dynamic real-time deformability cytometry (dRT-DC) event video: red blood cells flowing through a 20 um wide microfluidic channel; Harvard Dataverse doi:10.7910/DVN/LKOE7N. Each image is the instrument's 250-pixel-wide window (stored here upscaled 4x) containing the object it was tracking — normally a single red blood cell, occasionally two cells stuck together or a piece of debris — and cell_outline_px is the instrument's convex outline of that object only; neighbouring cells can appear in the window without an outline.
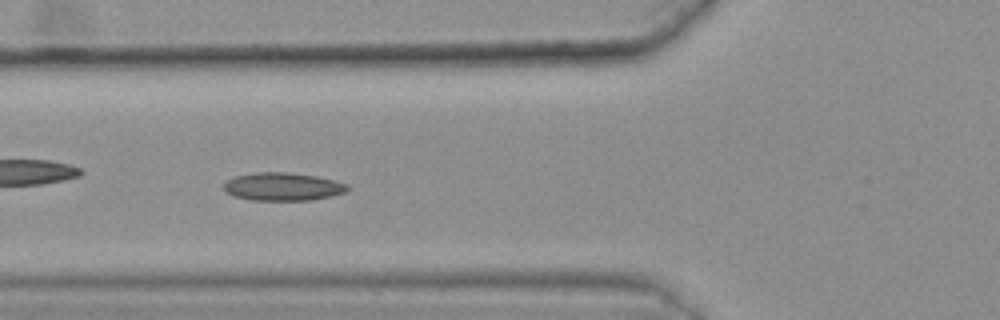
{"species": "common noctule bat (a hibernating species)", "species_latin": "Nyctalus noctula", "temperature_condition": "warm", "stored_images_in_passage": 46, "camera_frame_rate_fps": 3000, "um_per_image_px": 0.085, "animal": {"sex": "female", "body_mass_g": 25.1}, "frame": {"image": 1, "passage_image": 20, "time_ms": 6.333, "image_size_px": [1000, 320], "cell_outline_px": [[348, 188], [344, 192], [332, 196], [312, 200], [252, 200], [236, 196], [228, 192], [224, 188], [224, 184], [228, 180], [236, 176], [256, 172], [284, 172], [316, 176], [348, 184]], "centroid_in_image_um": [24.05, 15.86], "position_along_channel_um": 101.7, "area_um2": 19.88}, "authors_computed_cell_mechanics": {"area_um2": 19.7965, "velocity_mm_per_s": 3.6056, "shape_relaxation_time_tau1_ms": null, "shape_relaxation_time_tau2_ms": 3.1459, "deformation_change_tau1": null, "deformation_change_tau2": 0.0827}}